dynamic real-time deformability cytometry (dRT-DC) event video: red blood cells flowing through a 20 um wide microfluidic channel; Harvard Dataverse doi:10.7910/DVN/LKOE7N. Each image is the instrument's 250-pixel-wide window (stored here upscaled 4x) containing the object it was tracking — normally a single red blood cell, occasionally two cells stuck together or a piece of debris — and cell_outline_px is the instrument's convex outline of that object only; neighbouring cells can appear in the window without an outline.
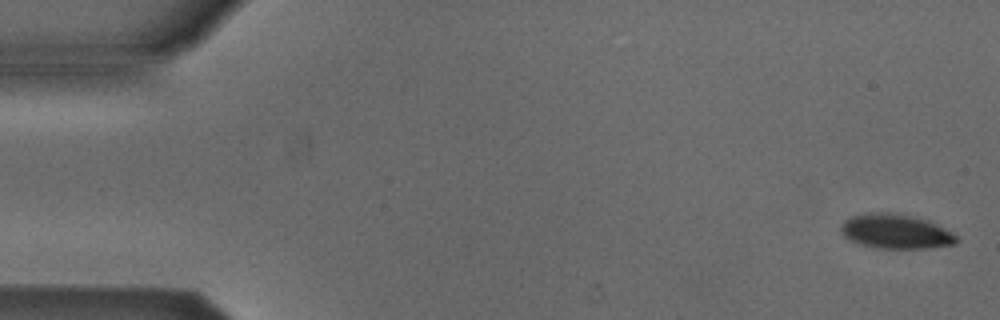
{"species": "Egyptian fruit bat (a non-hibernating species)", "species_latin": "Rousettus aegyptiacus", "temperature_condition": "cold", "stored_images_in_passage": 53, "camera_frame_rate_fps": 3000, "um_per_image_px": 0.085, "animal": {"sex": "male"}, "frame": {"image": 1, "passage_image": 2, "time_ms": 0.333, "image_size_px": [1000, 320], "cell_outline_px": [[956, 244], [924, 248], [876, 248], [860, 244], [844, 236], [840, 232], [840, 228], [844, 220], [852, 216], [872, 212], [892, 212], [928, 220], [952, 232], [956, 236]], "centroid_in_image_um": [76.11, 19.67], "position_along_channel_um": 8.9, "area_um2": 23.06}}
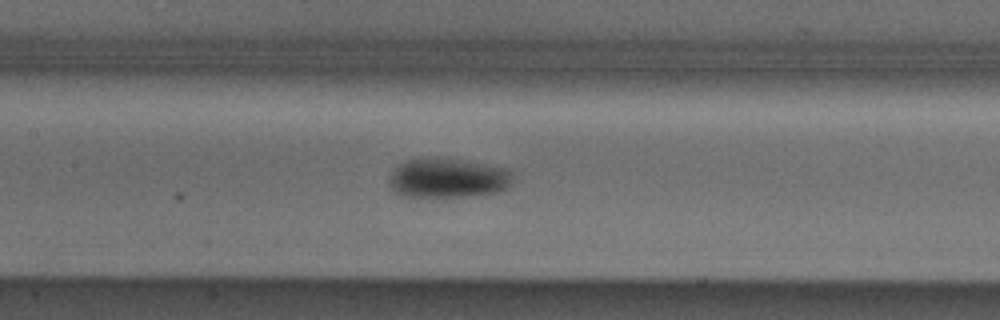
{"frame": {"image": 2, "passage_image": 25, "time_ms": 8.0, "image_size_px": [1000, 320], "cell_outline_px": [[508, 184], [500, 192], [464, 196], [400, 196], [388, 184], [388, 176], [400, 164], [408, 160], [432, 156], [484, 164], [504, 168], [508, 172]], "centroid_in_image_um": [37.95, 15.13], "position_along_channel_um": 169.5, "area_um2": 27.92}}
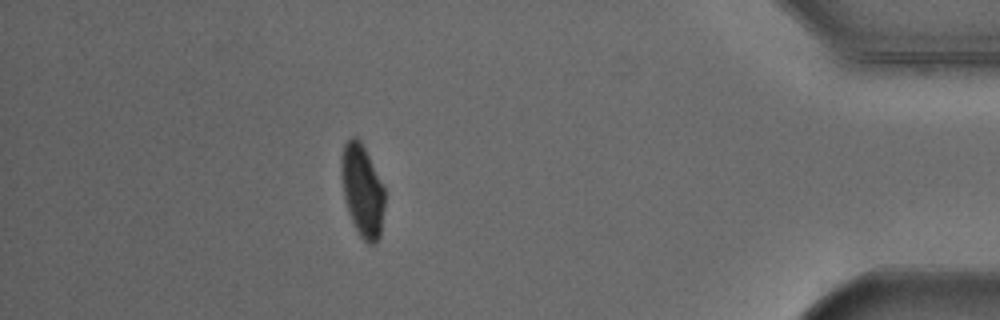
{"frame": {"image": 3, "passage_image": 47, "time_ms": 15.333, "image_size_px": [1000, 320], "cell_outline_px": [[384, 208], [380, 236], [376, 244], [368, 244], [360, 236], [348, 212], [344, 200], [340, 172], [340, 156], [344, 144], [352, 136], [356, 136], [360, 140], [384, 188]], "centroid_in_image_um": [30.77, 16.2], "position_along_channel_um": 404.4, "area_um2": 23.29}, "authors_computed_cell_mechanics": {"area_um2": 24.7384, "velocity_mm_per_s": 3.8906, "shape_relaxation_time_tau1_ms": 1.9734, "shape_relaxation_time_tau2_ms": null, "deformation_change_tau1": 0.1044, "deformation_change_tau2": null}}